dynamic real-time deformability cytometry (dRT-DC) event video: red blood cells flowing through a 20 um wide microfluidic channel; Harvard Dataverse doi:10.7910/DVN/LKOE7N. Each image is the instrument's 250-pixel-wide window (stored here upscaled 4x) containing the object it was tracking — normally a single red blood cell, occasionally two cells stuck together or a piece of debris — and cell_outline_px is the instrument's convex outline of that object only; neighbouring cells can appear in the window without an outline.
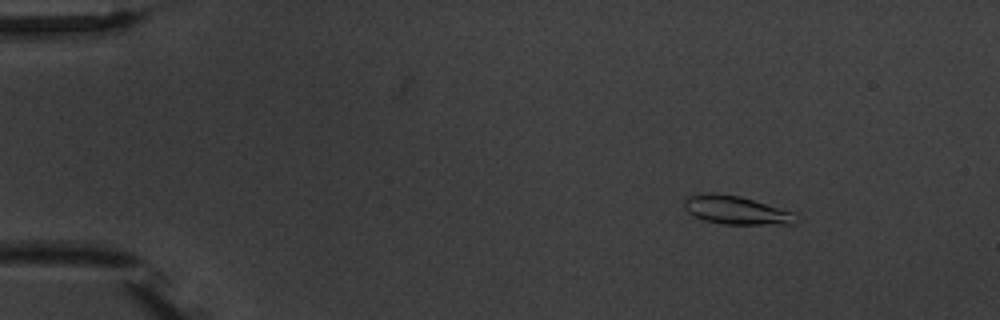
{"species": "common noctule bat (a hibernating species)", "species_latin": "Nyctalus noctula", "temperature_condition": "warm", "stored_images_in_passage": 4, "camera_frame_rate_fps": 3000, "um_per_image_px": 0.085, "animal": {"sex": "male", "body_mass_g": 20.1, "forearm_length_mm": 53.5}, "frame": {"image": 1, "passage_image": 2, "time_ms": 1.0, "image_size_px": [1000, 320], "cell_outline_px": [[796, 224], [724, 224], [704, 220], [688, 212], [684, 208], [684, 200], [688, 196], [708, 192], [712, 192], [740, 196], [792, 212]], "centroid_in_image_um": [62.5, 17.85], "position_along_channel_um": 22.5, "area_um2": 18.15}}